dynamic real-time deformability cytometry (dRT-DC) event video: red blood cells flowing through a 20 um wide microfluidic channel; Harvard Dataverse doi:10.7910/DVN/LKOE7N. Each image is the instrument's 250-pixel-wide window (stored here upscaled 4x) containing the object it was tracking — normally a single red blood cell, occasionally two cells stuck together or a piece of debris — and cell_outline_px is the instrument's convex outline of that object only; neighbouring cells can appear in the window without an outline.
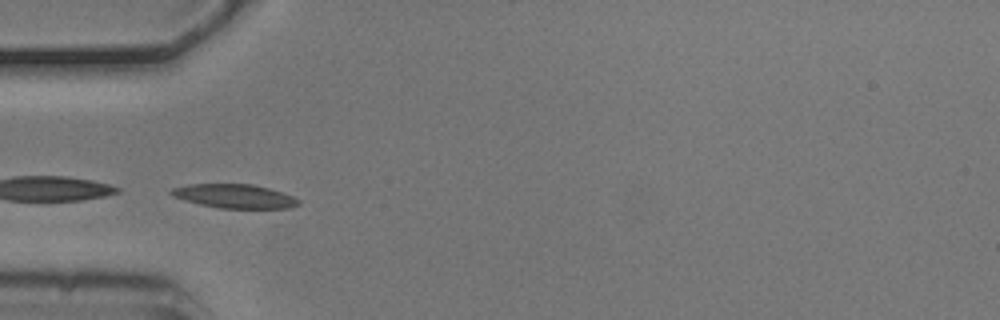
{"species": "common noctule bat (a hibernating species)", "species_latin": "Nyctalus noctula", "temperature_condition": "cold", "stored_images_in_passage": 6, "segment_of_instrument_passage": [2, 2], "camera_frame_rate_fps": 3000, "um_per_image_px": 0.085, "animal": {"sex": "male", "body_mass_g": 20.5, "forearm_length_mm": 52.5}, "frame": {"image": 1, "passage_image": 5, "time_ms": 1.333, "image_size_px": [1000, 320], "cell_outline_px": [[300, 204], [292, 208], [220, 208], [200, 204], [184, 200], [172, 196], [168, 192], [172, 188], [188, 184], [252, 184], [268, 188], [292, 196], [300, 200]], "centroid_in_image_um": [19.92, 16.67], "position_along_channel_um": 65.1, "area_um2": 17.69}}